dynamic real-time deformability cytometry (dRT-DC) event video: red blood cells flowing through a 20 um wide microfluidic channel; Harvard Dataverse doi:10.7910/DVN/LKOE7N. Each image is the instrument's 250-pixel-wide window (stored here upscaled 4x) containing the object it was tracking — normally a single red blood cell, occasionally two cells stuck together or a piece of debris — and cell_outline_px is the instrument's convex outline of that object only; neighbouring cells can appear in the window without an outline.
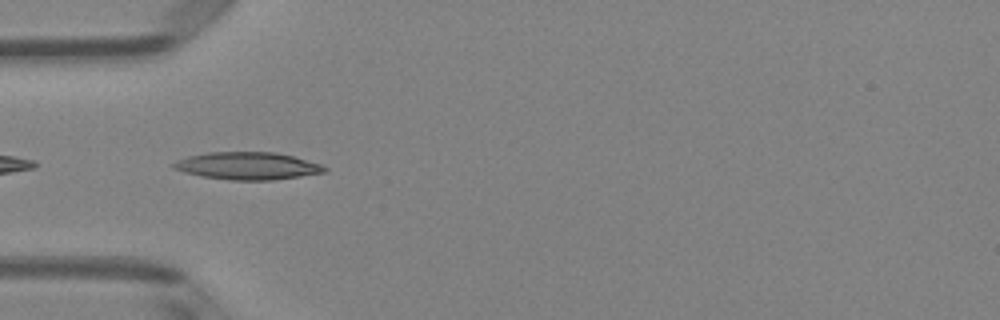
{"species": "Egyptian fruit bat (a non-hibernating species)", "species_latin": "Rousettus aegyptiacus", "temperature_condition": "room temperature", "stored_images_in_passage": 31, "camera_frame_rate_fps": 3000, "um_per_image_px": 0.085, "animal": {"sex": "female"}, "frame": {"image": 1, "passage_image": 10, "time_ms": 3.0, "image_size_px": [1000, 320], "cell_outline_px": [[328, 172], [272, 180], [228, 180], [200, 176], [184, 172], [172, 168], [168, 164], [176, 160], [188, 156], [208, 152], [276, 152], [292, 156], [320, 164], [328, 168]], "centroid_in_image_um": [20.99, 14.1], "position_along_channel_um": 64.0, "area_um2": 24.33}}
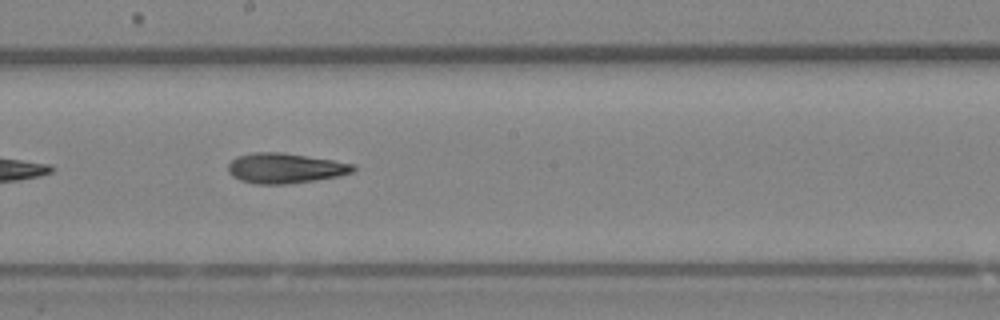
{"frame": {"image": 2, "passage_image": 22, "time_ms": 7.0, "image_size_px": [1000, 320], "cell_outline_px": [[356, 168], [352, 172], [340, 176], [288, 184], [256, 184], [240, 180], [232, 176], [228, 172], [228, 164], [236, 156], [252, 152], [280, 152], [332, 160], [356, 164]], "centroid_in_image_um": [24.22, 14.29], "position_along_channel_um": 224.0, "area_um2": 22.02}}